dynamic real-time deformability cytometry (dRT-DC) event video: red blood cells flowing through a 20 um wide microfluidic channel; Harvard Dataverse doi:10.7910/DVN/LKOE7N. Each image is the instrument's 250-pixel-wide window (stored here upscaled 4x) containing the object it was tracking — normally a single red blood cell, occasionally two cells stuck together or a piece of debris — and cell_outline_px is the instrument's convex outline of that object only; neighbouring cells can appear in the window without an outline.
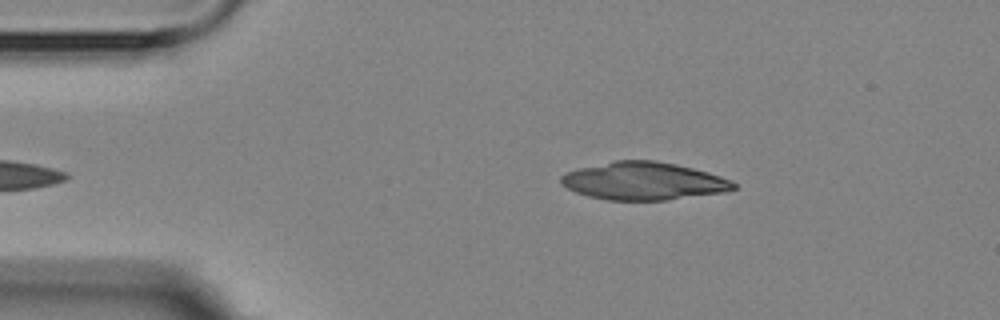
{"species": "Egyptian fruit bat (a non-hibernating species)", "species_latin": "Rousettus aegyptiacus", "temperature_condition": "room temperature", "stored_images_in_passage": 5, "segment_of_instrument_passage": [2, 2], "camera_frame_rate_fps": 3000, "um_per_image_px": 0.085, "animal": {"sex": "female"}, "frame": {"image": 1, "passage_image": 5, "time_ms": 5.333, "image_size_px": [1000, 320], "cell_outline_px": [[736, 188], [724, 192], [664, 200], [608, 200], [588, 196], [576, 192], [560, 184], [560, 176], [568, 172], [580, 168], [616, 160], [656, 160], [676, 164], [708, 172], [732, 180], [736, 184]], "centroid_in_image_um": [54.71, 15.39], "position_along_channel_um": 30.3, "area_um2": 37.8}}